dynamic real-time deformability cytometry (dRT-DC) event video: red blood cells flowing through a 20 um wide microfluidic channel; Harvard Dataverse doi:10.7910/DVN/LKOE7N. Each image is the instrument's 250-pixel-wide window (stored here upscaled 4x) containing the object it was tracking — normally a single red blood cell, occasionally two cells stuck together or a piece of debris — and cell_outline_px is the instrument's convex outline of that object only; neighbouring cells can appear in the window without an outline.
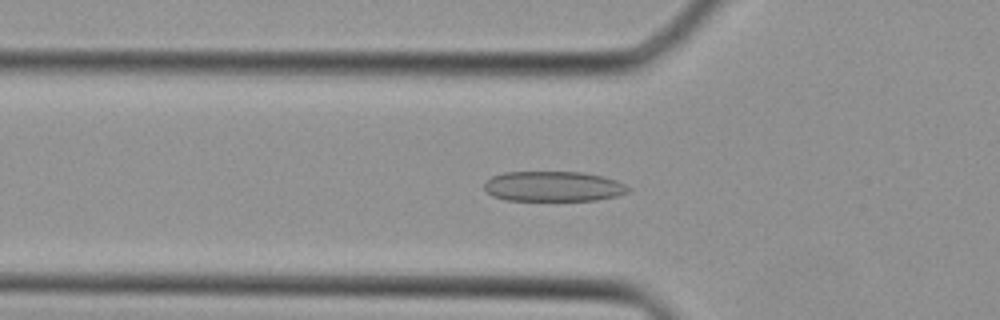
{"species": "Egyptian fruit bat (a non-hibernating species)", "species_latin": "Rousettus aegyptiacus", "temperature_condition": "cold", "stored_images_in_passage": 30, "camera_frame_rate_fps": 3000, "um_per_image_px": 0.085, "animal": {"sex": "female"}, "frame": {"image": 1, "passage_image": 3, "time_ms": 0.667, "image_size_px": [1000, 320], "cell_outline_px": [[632, 188], [628, 192], [616, 196], [596, 200], [508, 200], [492, 196], [484, 188], [484, 184], [492, 176], [504, 172], [580, 172], [604, 176], [616, 180]], "centroid_in_image_um": [47.05, 15.84], "position_along_channel_um": 78.7, "area_um2": 25.26}}
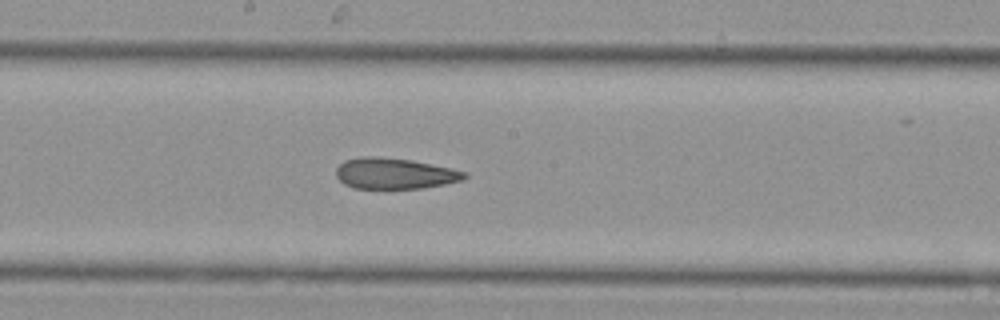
{"frame": {"image": 2, "passage_image": 11, "time_ms": 3.333, "image_size_px": [1000, 320], "cell_outline_px": [[468, 176], [460, 180], [444, 184], [420, 188], [356, 188], [344, 184], [336, 176], [336, 168], [344, 160], [364, 156], [368, 156], [412, 160], [468, 172]], "centroid_in_image_um": [33.52, 14.74], "position_along_channel_um": 214.7, "area_um2": 22.83}}
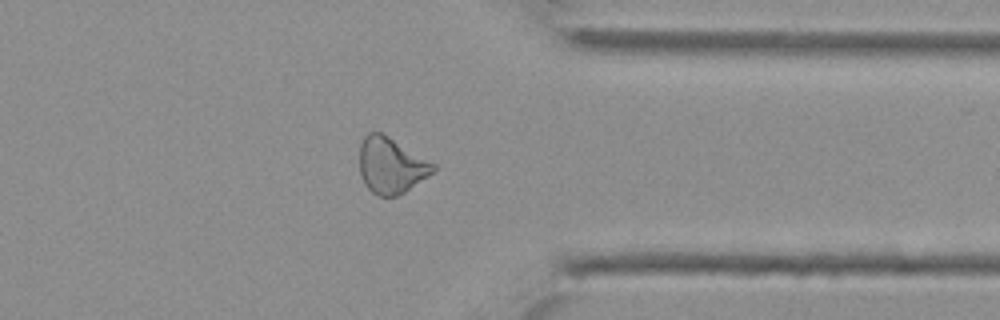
{"frame": {"image": 3, "passage_image": 21, "time_ms": 6.667, "image_size_px": [1000, 320], "cell_outline_px": [[436, 168], [432, 172], [404, 192], [396, 196], [380, 196], [372, 192], [364, 184], [360, 176], [360, 144], [364, 136], [368, 132], [380, 132], [388, 136], [436, 164]], "centroid_in_image_um": [33.21, 14.05], "position_along_channel_um": 378.2, "area_um2": 23.76}}